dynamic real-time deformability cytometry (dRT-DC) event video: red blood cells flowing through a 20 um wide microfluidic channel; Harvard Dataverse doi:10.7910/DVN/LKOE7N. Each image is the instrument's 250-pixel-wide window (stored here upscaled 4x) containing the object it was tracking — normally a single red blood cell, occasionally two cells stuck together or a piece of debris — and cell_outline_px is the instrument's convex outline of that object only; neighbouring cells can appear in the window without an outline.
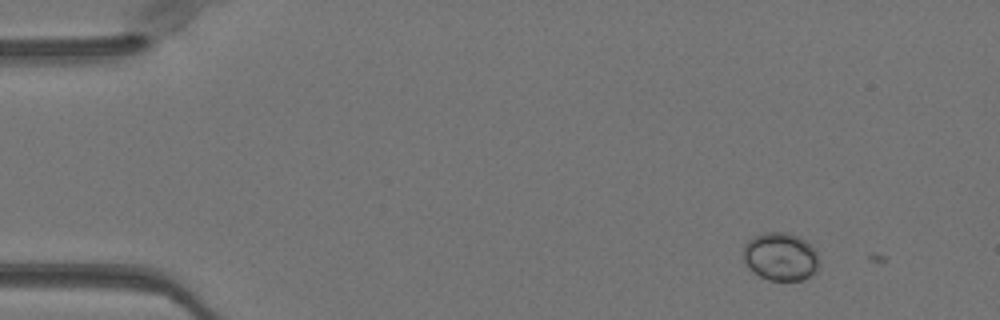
{"species": "Egyptian fruit bat (a non-hibernating species)", "species_latin": "Rousettus aegyptiacus", "temperature_condition": "warm", "stored_images_in_passage": 4, "camera_frame_rate_fps": 3000, "um_per_image_px": 0.085, "animal": {"sex": "female"}, "frame": {"image": 1, "passage_image": 2, "time_ms": 0.333, "image_size_px": [1000, 320], "cell_outline_px": [[820, 264], [816, 272], [800, 280], [768, 280], [760, 276], [748, 268], [744, 260], [744, 244], [748, 240], [764, 232], [788, 232], [804, 240], [816, 252]], "centroid_in_image_um": [66.34, 21.82], "position_along_channel_um": 18.7, "area_um2": 21.1}}